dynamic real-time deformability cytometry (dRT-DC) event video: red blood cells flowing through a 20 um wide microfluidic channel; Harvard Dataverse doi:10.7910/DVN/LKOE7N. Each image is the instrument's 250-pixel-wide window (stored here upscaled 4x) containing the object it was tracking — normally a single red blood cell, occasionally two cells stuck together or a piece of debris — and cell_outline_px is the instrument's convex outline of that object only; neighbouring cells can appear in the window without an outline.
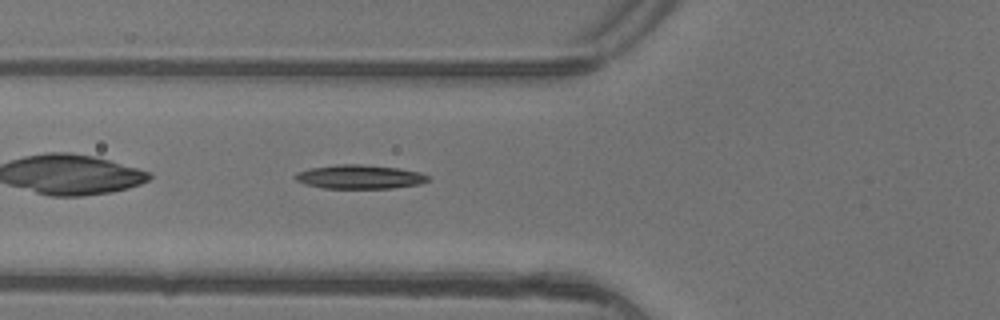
{"species": "common noctule bat (a hibernating species)", "species_latin": "Nyctalus noctula", "temperature_condition": "warm", "stored_images_in_passage": 5, "camera_frame_rate_fps": 3000, "um_per_image_px": 0.085, "animal": {"sex": "female"}, "frame": {"image": 1, "passage_image": 5, "time_ms": 1.333, "image_size_px": [1000, 320], "cell_outline_px": [[428, 180], [420, 184], [392, 188], [324, 188], [304, 184], [296, 180], [292, 176], [296, 172], [308, 168], [336, 164], [360, 164], [400, 168], [420, 172], [428, 176]], "centroid_in_image_um": [30.52, 15.02], "position_along_channel_um": 95.3, "area_um2": 18.67}}